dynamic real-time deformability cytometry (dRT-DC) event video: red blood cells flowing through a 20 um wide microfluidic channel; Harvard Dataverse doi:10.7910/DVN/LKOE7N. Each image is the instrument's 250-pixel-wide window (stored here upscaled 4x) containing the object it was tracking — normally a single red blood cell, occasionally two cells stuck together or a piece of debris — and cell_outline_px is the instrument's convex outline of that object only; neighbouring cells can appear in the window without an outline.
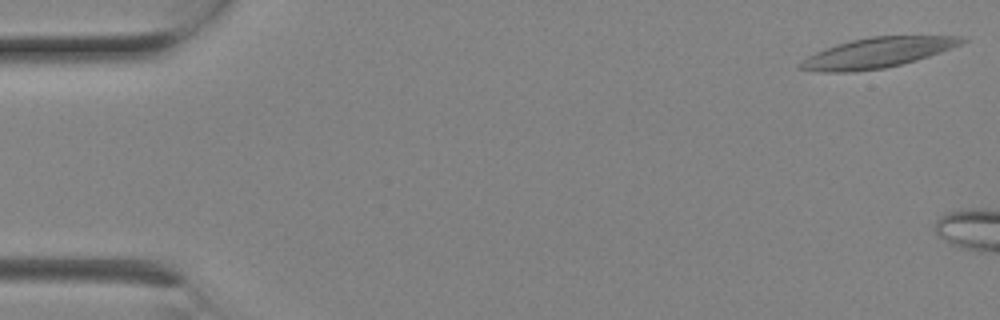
{"species": "Egyptian fruit bat (a non-hibernating species)", "species_latin": "Rousettus aegyptiacus", "temperature_condition": "room temperature", "stored_images_in_passage": 3, "camera_frame_rate_fps": 3000, "um_per_image_px": 0.085, "animal": {"sex": "female"}, "frame": {"image": 1, "passage_image": 1, "time_ms": 0.0, "image_size_px": [1000, 320], "cell_outline_px": [[968, 40], [960, 44], [940, 52], [916, 60], [884, 68], [852, 72], [816, 72], [800, 68], [800, 64], [808, 56], [816, 52], [852, 40], [872, 36], [960, 36]], "centroid_in_image_um": [74.58, 4.49], "position_along_channel_um": 10.4, "area_um2": 27.74}}